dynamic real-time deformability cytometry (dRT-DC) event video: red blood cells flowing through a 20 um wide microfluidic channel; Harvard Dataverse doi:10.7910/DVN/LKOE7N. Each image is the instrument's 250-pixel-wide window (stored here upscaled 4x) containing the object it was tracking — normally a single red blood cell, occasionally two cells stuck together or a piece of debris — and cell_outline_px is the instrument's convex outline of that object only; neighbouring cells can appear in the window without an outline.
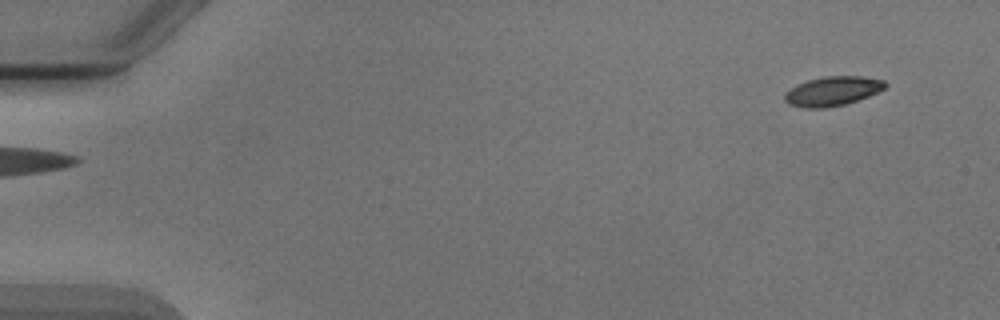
{"species": "Egyptian fruit bat (a non-hibernating species)", "species_latin": "Rousettus aegyptiacus", "temperature_condition": "cold", "stored_images_in_passage": 5, "segment_of_instrument_passage": [2, 2], "camera_frame_rate_fps": 3000, "um_per_image_px": 0.085, "animal": {"sex": "male"}, "frame": {"image": 1, "passage_image": 5, "time_ms": 5.0, "image_size_px": [1000, 320], "cell_outline_px": [[888, 84], [884, 88], [868, 96], [844, 104], [824, 108], [804, 108], [788, 104], [784, 100], [784, 92], [796, 84], [808, 80], [824, 76], [860, 76], [884, 80]], "centroid_in_image_um": [70.71, 7.74], "position_along_channel_um": 14.3, "area_um2": 17.17}}